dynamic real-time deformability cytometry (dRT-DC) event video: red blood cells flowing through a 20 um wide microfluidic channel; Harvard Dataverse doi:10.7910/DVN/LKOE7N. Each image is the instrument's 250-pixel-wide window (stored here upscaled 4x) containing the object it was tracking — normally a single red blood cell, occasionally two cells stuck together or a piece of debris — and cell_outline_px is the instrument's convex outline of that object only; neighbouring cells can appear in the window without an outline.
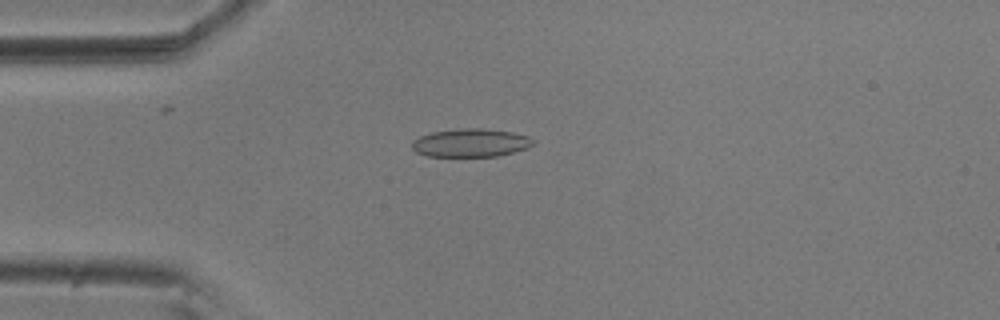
{"species": "common noctule bat (a hibernating species)", "species_latin": "Nyctalus noctula", "temperature_condition": "room temperature", "stored_images_in_passage": 50, "camera_frame_rate_fps": 3000, "um_per_image_px": 0.085, "animal": {"sex": "male", "body_mass_g": 20.5, "forearm_length_mm": 52.5}, "frame": {"image": 1, "passage_image": 14, "time_ms": 4.333, "image_size_px": [1000, 320], "cell_outline_px": [[536, 144], [528, 148], [496, 156], [428, 156], [416, 152], [412, 148], [412, 140], [420, 136], [432, 132], [460, 128], [484, 128], [512, 132], [528, 136], [536, 140]], "centroid_in_image_um": [40.04, 12.13], "position_along_channel_um": 45.0, "area_um2": 20.06}}
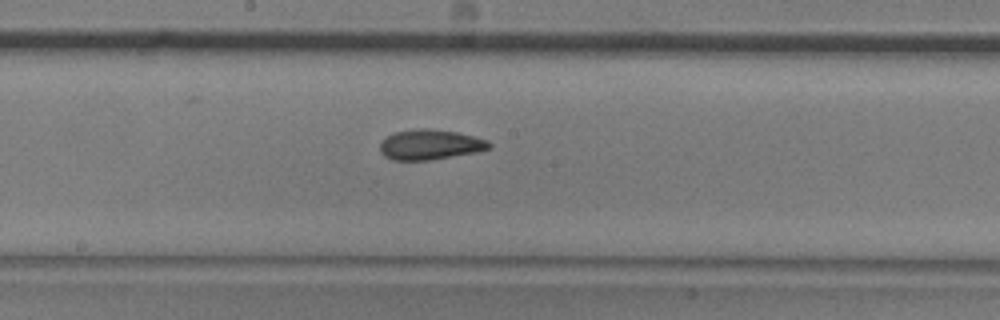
{"frame": {"image": 2, "passage_image": 29, "time_ms": 9.333, "image_size_px": [1000, 320], "cell_outline_px": [[492, 148], [476, 152], [432, 160], [392, 160], [384, 156], [380, 152], [380, 144], [388, 136], [396, 132], [416, 128], [428, 128], [456, 132], [488, 140], [492, 144]], "centroid_in_image_um": [36.57, 12.3], "position_along_channel_um": 211.6, "area_um2": 19.19}}
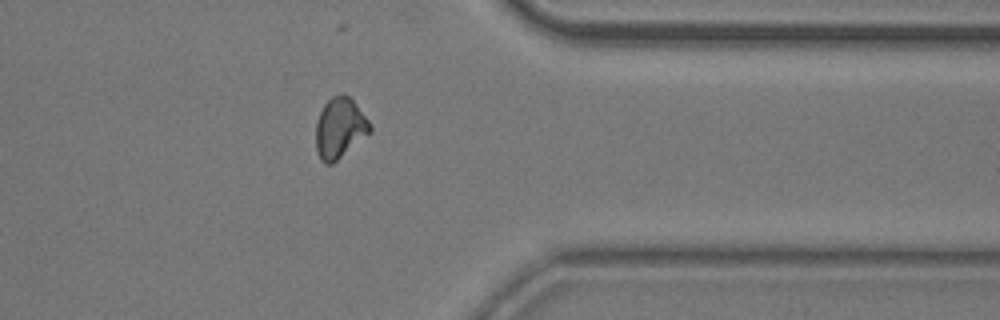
{"frame": {"image": 3, "passage_image": 44, "time_ms": 14.333, "image_size_px": [1000, 320], "cell_outline_px": [[372, 132], [332, 164], [324, 164], [320, 160], [316, 152], [316, 124], [320, 112], [324, 104], [332, 96], [348, 96], [356, 104], [368, 120], [372, 128]], "centroid_in_image_um": [28.87, 10.93], "position_along_channel_um": 382.5, "area_um2": 18.96}}